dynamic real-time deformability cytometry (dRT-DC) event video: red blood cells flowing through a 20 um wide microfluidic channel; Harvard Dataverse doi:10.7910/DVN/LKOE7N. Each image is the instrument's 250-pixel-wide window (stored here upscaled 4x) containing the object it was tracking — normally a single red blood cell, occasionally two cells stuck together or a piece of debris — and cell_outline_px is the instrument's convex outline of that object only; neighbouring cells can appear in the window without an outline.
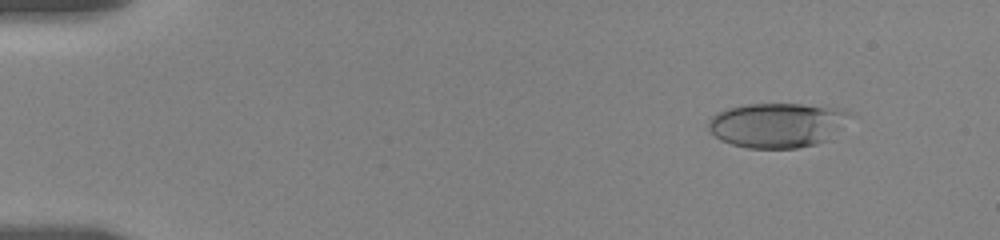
{"species": "human", "species_latin": "Homo sapiens", "temperature_condition": "room temperature", "stored_images_in_passage": 51, "camera_frame_rate_fps": 3000, "um_per_image_px": 0.085, "donor": {"sex": "female"}, "frame": {"image": 1, "passage_image": 3, "time_ms": 1.333, "image_size_px": [1000, 240], "cell_outline_px": [[848, 112], [840, 128], [828, 140], [816, 144], [796, 148], [748, 148], [732, 144], [720, 140], [708, 128], [708, 120], [716, 112], [728, 108], [744, 104], [800, 104], [844, 108]], "centroid_in_image_um": [66.01, 10.63], "position_along_channel_um": 19.0, "area_um2": 36.65}}
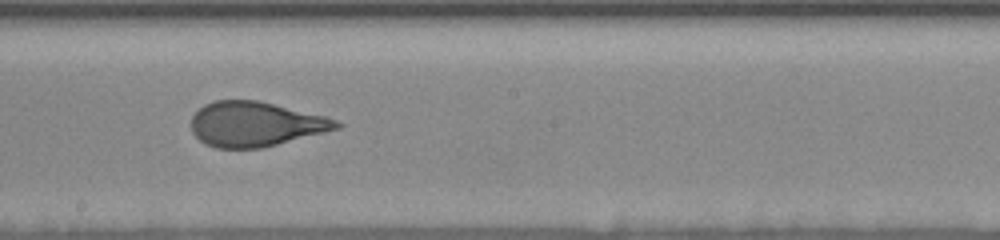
{"frame": {"image": 2, "passage_image": 27, "time_ms": 10.0, "image_size_px": [1000, 240], "cell_outline_px": [[344, 124], [340, 128], [264, 148], [216, 148], [204, 144], [192, 132], [192, 116], [204, 104], [216, 100], [256, 100], [324, 116], [336, 120]], "centroid_in_image_um": [21.7, 10.56], "position_along_channel_um": 226.5, "area_um2": 37.74}}
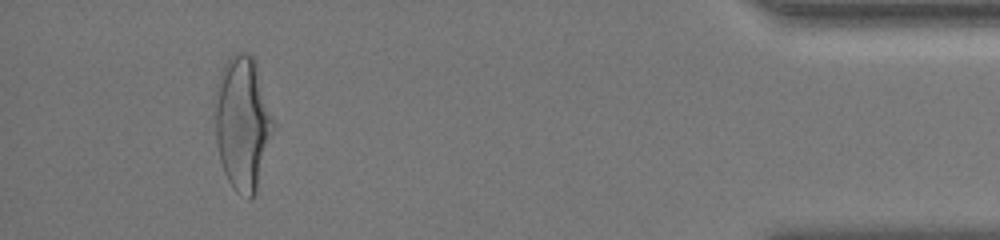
{"frame": {"image": 3, "passage_image": 49, "time_ms": 16.667, "image_size_px": [1000, 240], "cell_outline_px": [[276, 120], [256, 196], [248, 200], [236, 192], [228, 180], [224, 172], [220, 160], [216, 140], [216, 80], [224, 64], [236, 52], [248, 52], [256, 60]], "centroid_in_image_um": [20.66, 10.46], "position_along_channel_um": 414.5, "area_um2": 46.3}, "authors_computed_cell_mechanics": {"area_um2": 38.4948, "velocity_mm_per_s": 3.6398, "shape_relaxation_time_tau1_ms": 4.5356, "shape_relaxation_time_tau2_ms": 0.715, "deformation_change_tau1": 0.198, "deformation_change_tau2": 0.0861}}